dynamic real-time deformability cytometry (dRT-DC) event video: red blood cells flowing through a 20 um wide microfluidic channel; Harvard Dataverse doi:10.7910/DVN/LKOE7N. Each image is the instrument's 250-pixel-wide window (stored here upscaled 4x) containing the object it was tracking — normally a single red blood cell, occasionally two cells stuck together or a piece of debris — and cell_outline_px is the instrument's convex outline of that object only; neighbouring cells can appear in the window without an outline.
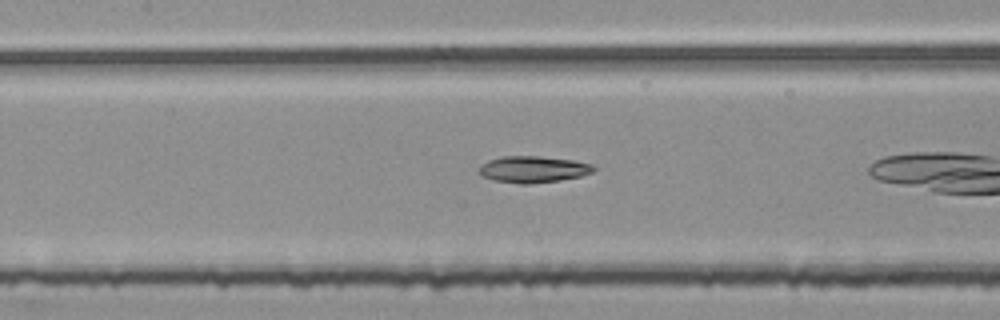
{"species": "common noctule bat (a hibernating species)", "species_latin": "Nyctalus noctula", "temperature_condition": "room temperature", "stored_images_in_passage": 38, "camera_frame_rate_fps": 3000, "um_per_image_px": 0.085, "animal": {"sex": "female", "body_mass_g": 25.1}, "frame": {"image": 1, "passage_image": 19, "time_ms": 6.0, "image_size_px": [1000, 320], "cell_outline_px": [[596, 168], [592, 172], [580, 176], [560, 180], [528, 184], [520, 184], [492, 180], [480, 176], [476, 172], [480, 164], [488, 160], [500, 156], [540, 156], [572, 160], [592, 164]], "centroid_in_image_um": [45.23, 14.39], "position_along_channel_um": 162.2, "area_um2": 17.98}}
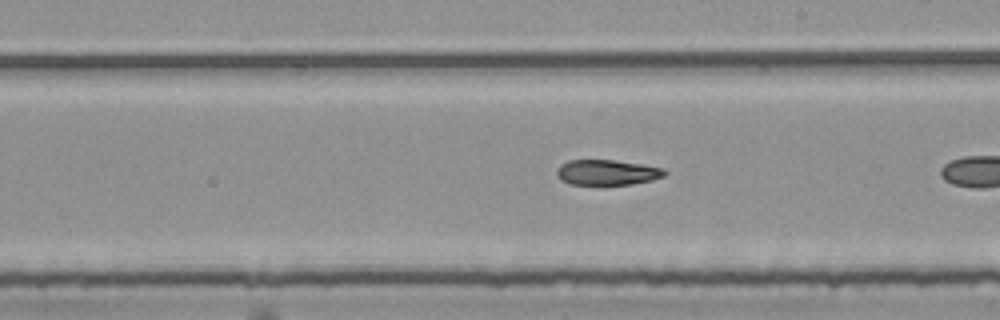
{"frame": {"image": 2, "passage_image": 25, "time_ms": 8.0, "image_size_px": [1000, 320], "cell_outline_px": [[668, 172], [664, 176], [652, 180], [632, 184], [572, 184], [560, 180], [556, 176], [556, 168], [560, 164], [568, 160], [612, 160], [640, 164], [664, 168]], "centroid_in_image_um": [51.58, 14.65], "position_along_channel_um": 237.4, "area_um2": 15.95}}
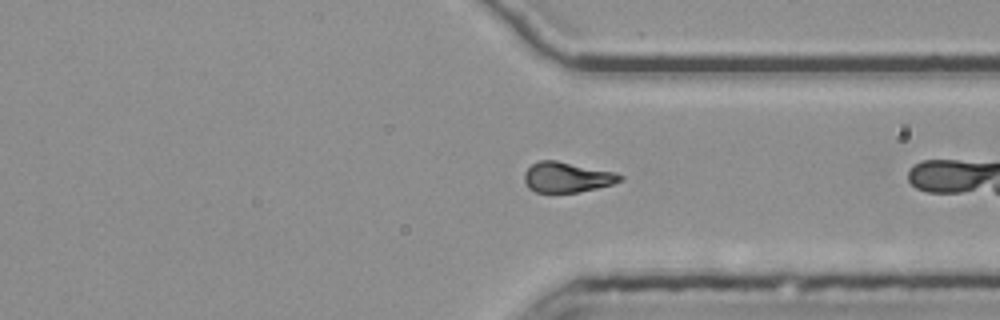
{"frame": {"image": 3, "passage_image": 35, "time_ms": 11.333, "image_size_px": [1000, 320], "cell_outline_px": [[624, 180], [612, 184], [596, 188], [576, 192], [536, 192], [528, 188], [524, 180], [524, 172], [532, 164], [540, 160], [556, 160], [616, 172], [624, 176]], "centroid_in_image_um": [48.2, 15.05], "position_along_channel_um": 363.2, "area_um2": 16.94}}